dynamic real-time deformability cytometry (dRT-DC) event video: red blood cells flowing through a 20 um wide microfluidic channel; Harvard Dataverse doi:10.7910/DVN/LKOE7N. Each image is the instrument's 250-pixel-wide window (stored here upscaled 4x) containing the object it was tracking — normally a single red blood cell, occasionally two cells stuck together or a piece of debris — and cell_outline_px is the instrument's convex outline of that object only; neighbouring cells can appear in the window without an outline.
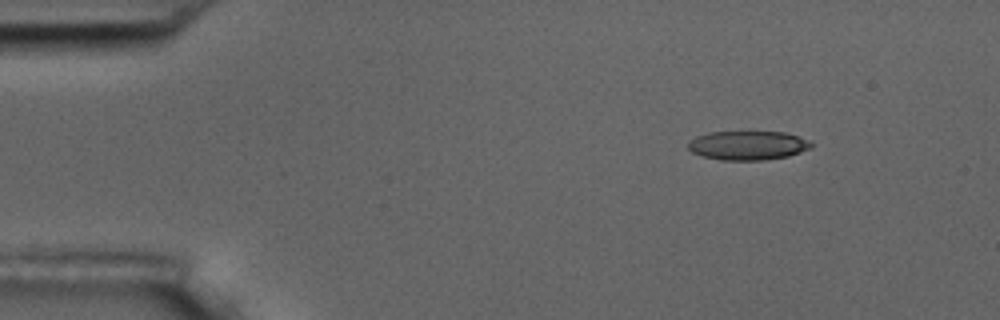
{"species": "common noctule bat (a hibernating species)", "species_latin": "Nyctalus noctula", "temperature_condition": "room temperature", "stored_images_in_passage": 6, "camera_frame_rate_fps": 3000, "um_per_image_px": 0.085, "animal": {"sex": "male", "body_mass_g": 17.5, "forearm_length_mm": 52.3}, "frame": {"image": 1, "passage_image": 1, "time_ms": 0.0, "image_size_px": [1000, 320], "cell_outline_px": [[812, 148], [788, 156], [764, 160], [720, 160], [700, 156], [692, 152], [688, 148], [688, 140], [696, 136], [708, 132], [784, 132], [796, 136], [812, 144]], "centroid_in_image_um": [63.49, 12.37], "position_along_channel_um": 21.5, "area_um2": 20.81}}
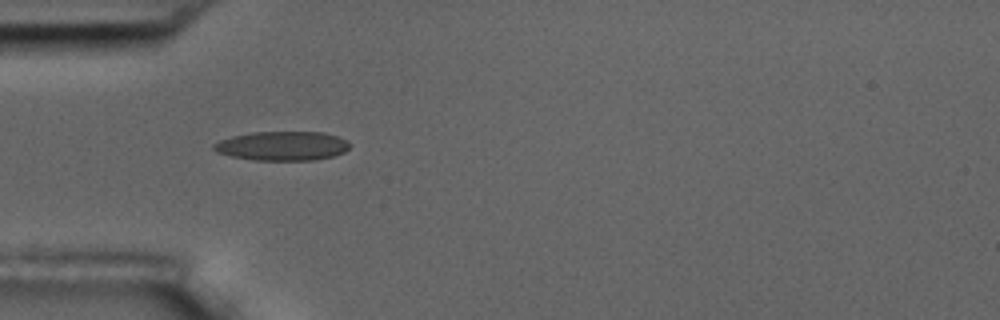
{"frame": {"image": 2, "passage_image": 4, "time_ms": 3.333, "image_size_px": [1000, 320], "cell_outline_px": [[352, 144], [344, 152], [332, 156], [316, 160], [252, 160], [232, 156], [216, 152], [212, 148], [212, 144], [220, 140], [232, 136], [252, 132], [324, 132], [348, 140]], "centroid_in_image_um": [24.0, 12.4], "position_along_channel_um": 61.0, "area_um2": 23.24}}